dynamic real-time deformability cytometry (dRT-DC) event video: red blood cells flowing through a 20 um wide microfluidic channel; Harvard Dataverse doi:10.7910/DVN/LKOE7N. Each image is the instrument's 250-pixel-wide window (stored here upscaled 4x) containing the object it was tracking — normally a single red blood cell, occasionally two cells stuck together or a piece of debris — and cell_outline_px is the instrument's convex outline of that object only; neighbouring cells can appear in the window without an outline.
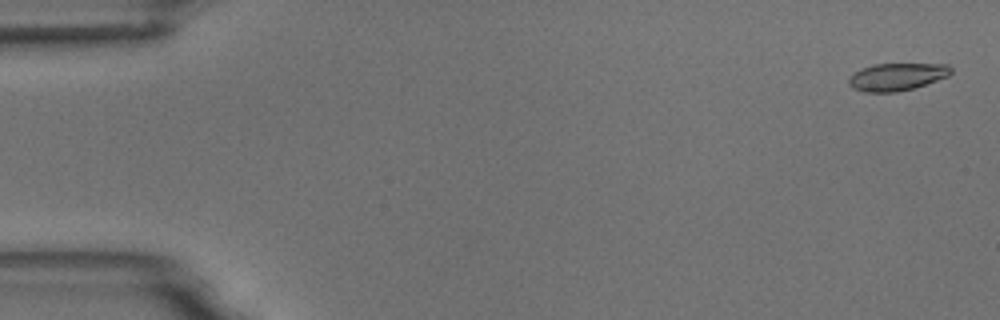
{"species": "common noctule bat (a hibernating species)", "species_latin": "Nyctalus noctula", "temperature_condition": "room temperature", "stored_images_in_passage": 6, "segment_of_instrument_passage": [1, 2], "camera_frame_rate_fps": 3000, "um_per_image_px": 0.085, "animal": {"sex": "male", "body_mass_g": 18.8}, "frame": {"image": 1, "passage_image": 1, "time_ms": 0.0, "image_size_px": [1000, 320], "cell_outline_px": [[952, 72], [948, 76], [912, 88], [896, 92], [864, 92], [852, 88], [848, 84], [848, 80], [860, 68], [872, 64], [948, 64], [952, 68]], "centroid_in_image_um": [76.22, 6.52], "position_along_channel_um": 8.8, "area_um2": 16.24}}
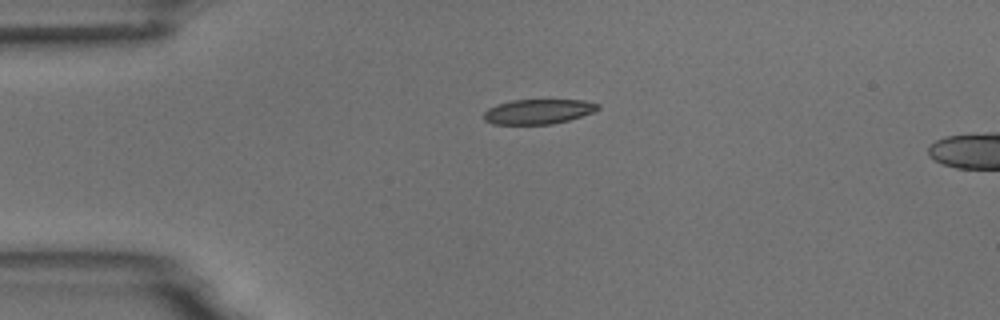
{"frame": {"image": 2, "passage_image": 4, "time_ms": 3.667, "image_size_px": [1000, 320], "cell_outline_px": [[600, 108], [592, 112], [568, 120], [552, 124], [492, 124], [484, 120], [484, 112], [488, 108], [496, 104], [512, 100], [584, 100], [600, 104]], "centroid_in_image_um": [45.73, 9.48], "position_along_channel_um": 39.3, "area_um2": 16.47}}